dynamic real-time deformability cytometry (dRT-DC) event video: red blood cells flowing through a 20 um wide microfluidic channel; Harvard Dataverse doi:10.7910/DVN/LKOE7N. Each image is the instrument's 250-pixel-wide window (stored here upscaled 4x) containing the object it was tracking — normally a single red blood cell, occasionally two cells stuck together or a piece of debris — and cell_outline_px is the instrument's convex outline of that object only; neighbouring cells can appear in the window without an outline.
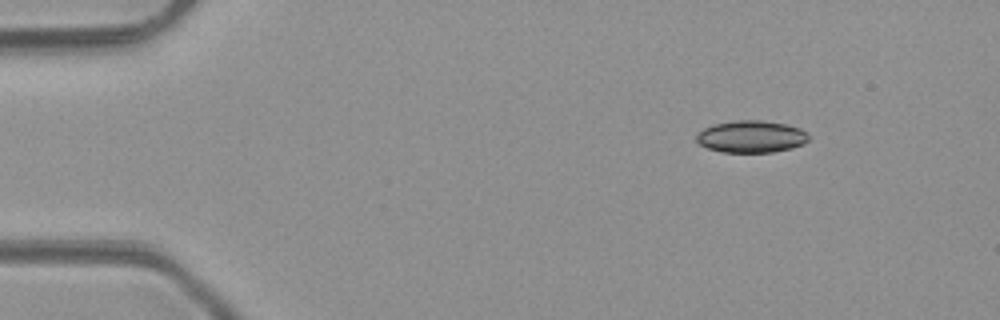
{"species": "common noctule bat (a hibernating species)", "species_latin": "Nyctalus noctula", "temperature_condition": "room temperature", "stored_images_in_passage": 4, "camera_frame_rate_fps": 3000, "um_per_image_px": 0.085, "animal": {"sex": "male", "body_mass_g": 23.1, "forearm_length_mm": 52.7}, "frame": {"image": 1, "passage_image": 4, "time_ms": 3.667, "image_size_px": [1000, 320], "cell_outline_px": [[808, 140], [804, 144], [792, 148], [772, 152], [724, 152], [708, 148], [700, 144], [696, 140], [696, 136], [704, 128], [712, 124], [736, 120], [760, 120], [784, 124], [800, 128], [808, 136]], "centroid_in_image_um": [63.85, 11.61], "position_along_channel_um": 21.2, "area_um2": 20.81}}